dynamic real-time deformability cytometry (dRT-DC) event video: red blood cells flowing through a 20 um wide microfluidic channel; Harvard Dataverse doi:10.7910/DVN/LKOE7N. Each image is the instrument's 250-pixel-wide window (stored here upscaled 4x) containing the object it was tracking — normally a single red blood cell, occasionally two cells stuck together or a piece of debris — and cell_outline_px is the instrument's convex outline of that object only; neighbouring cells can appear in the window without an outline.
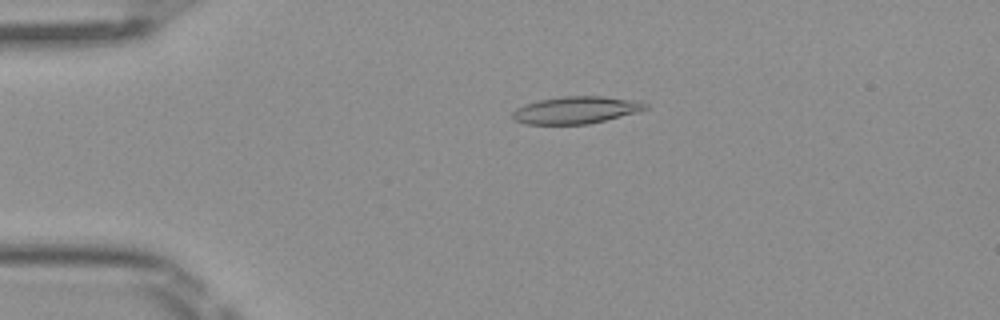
{"species": "Egyptian fruit bat (a non-hibernating species)", "species_latin": "Rousettus aegyptiacus", "temperature_condition": "room temperature", "stored_images_in_passage": 50, "camera_frame_rate_fps": 3000, "um_per_image_px": 0.085, "frame": {"image": 1, "passage_image": 11, "time_ms": 3.333, "image_size_px": [1000, 320], "cell_outline_px": [[648, 108], [636, 112], [588, 124], [524, 124], [512, 120], [512, 112], [516, 108], [524, 104], [540, 100], [564, 96], [600, 96], [640, 100], [648, 104]], "centroid_in_image_um": [48.94, 9.35], "position_along_channel_um": 36.1, "area_um2": 21.1}}
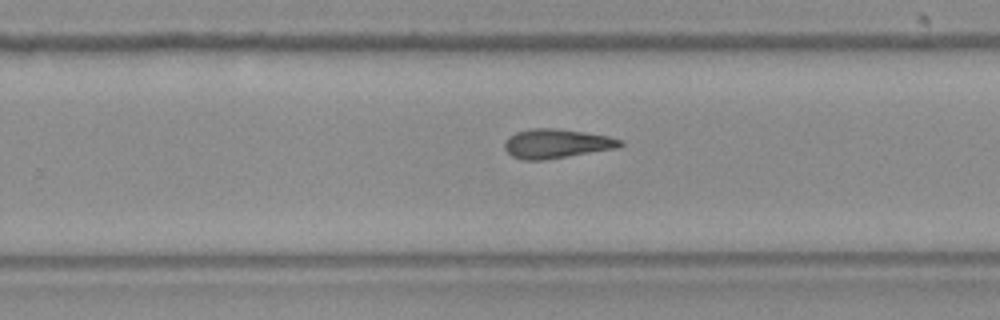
{"frame": {"image": 2, "passage_image": 32, "time_ms": 10.333, "image_size_px": [1000, 320], "cell_outline_px": [[624, 144], [620, 148], [544, 160], [520, 160], [512, 156], [504, 148], [504, 144], [508, 136], [516, 132], [532, 128], [552, 128], [584, 132], [608, 136], [624, 140]], "centroid_in_image_um": [47.32, 12.21], "position_along_channel_um": 282.5, "area_um2": 19.88}}
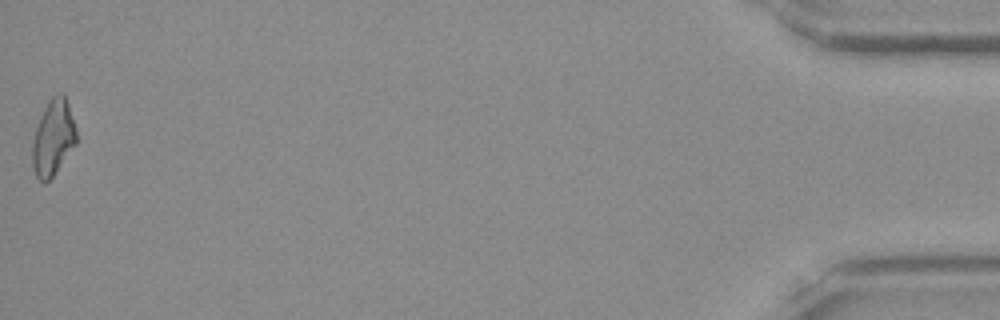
{"frame": {"image": 3, "passage_image": 50, "time_ms": 16.333, "image_size_px": [1000, 320], "cell_outline_px": [[76, 144], [52, 176], [44, 184], [36, 176], [32, 168], [32, 140], [40, 116], [44, 108], [52, 96], [60, 92], [64, 96], [68, 104], [76, 128]], "centroid_in_image_um": [4.5, 11.71], "position_along_channel_um": 430.7, "area_um2": 19.25}}